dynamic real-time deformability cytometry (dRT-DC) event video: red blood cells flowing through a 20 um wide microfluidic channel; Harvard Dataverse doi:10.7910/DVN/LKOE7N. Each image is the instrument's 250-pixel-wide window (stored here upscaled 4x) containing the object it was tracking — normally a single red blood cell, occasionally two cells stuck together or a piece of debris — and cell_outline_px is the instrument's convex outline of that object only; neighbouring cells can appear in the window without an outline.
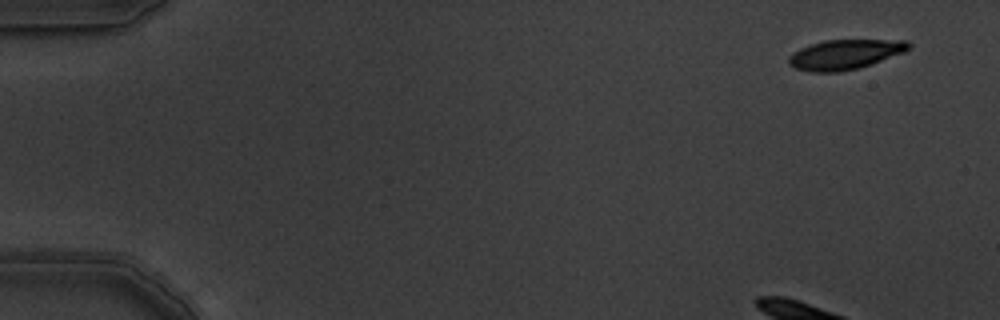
{"species": "common noctule bat (a hibernating species)", "species_latin": "Nyctalus noctula", "temperature_condition": "warm", "stored_images_in_passage": 5, "camera_frame_rate_fps": 3000, "um_per_image_px": 0.085, "animal": {"sex": "male", "body_mass_g": 19.5, "forearm_length_mm": 54.6}, "frame": {"image": 1, "passage_image": 1, "time_ms": 0.0, "image_size_px": [1000, 320], "cell_outline_px": [[912, 44], [904, 52], [872, 64], [860, 68], [840, 72], [812, 72], [796, 68], [788, 64], [788, 56], [792, 52], [800, 48], [824, 40], [908, 40]], "centroid_in_image_um": [71.81, 4.63], "position_along_channel_um": 13.2, "area_um2": 20.92}}